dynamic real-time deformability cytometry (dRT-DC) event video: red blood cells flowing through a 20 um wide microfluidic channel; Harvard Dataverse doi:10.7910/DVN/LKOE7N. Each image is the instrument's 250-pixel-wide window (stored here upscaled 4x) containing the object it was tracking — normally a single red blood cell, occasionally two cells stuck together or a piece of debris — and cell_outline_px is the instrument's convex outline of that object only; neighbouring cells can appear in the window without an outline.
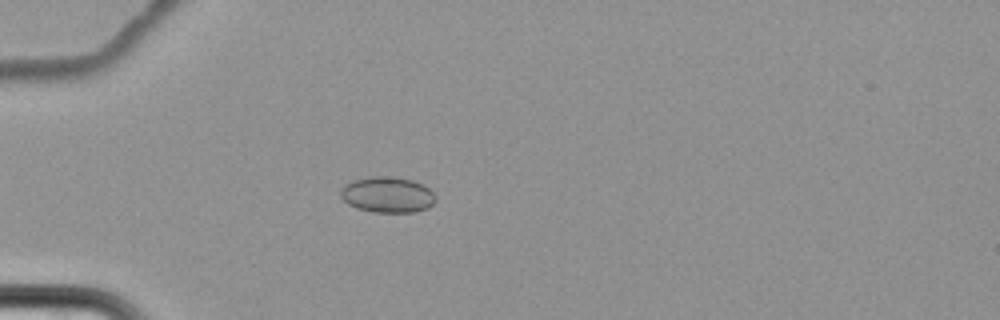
{"species": "common noctule bat (a hibernating species)", "species_latin": "Nyctalus noctula", "temperature_condition": "cold", "stored_images_in_passage": 9, "camera_frame_rate_fps": 3000, "um_per_image_px": 0.085, "animal": {"sex": "female", "body_mass_g": 22.7, "forearm_length_mm": 54.2}, "frame": {"image": 1, "passage_image": 5, "time_ms": 5.0, "image_size_px": [1000, 320], "cell_outline_px": [[436, 200], [428, 208], [416, 212], [372, 212], [356, 208], [348, 204], [340, 196], [340, 192], [344, 184], [356, 180], [372, 176], [392, 176], [412, 180], [424, 184], [436, 196]], "centroid_in_image_um": [32.95, 16.55], "position_along_channel_um": 52.1, "area_um2": 19.94}}
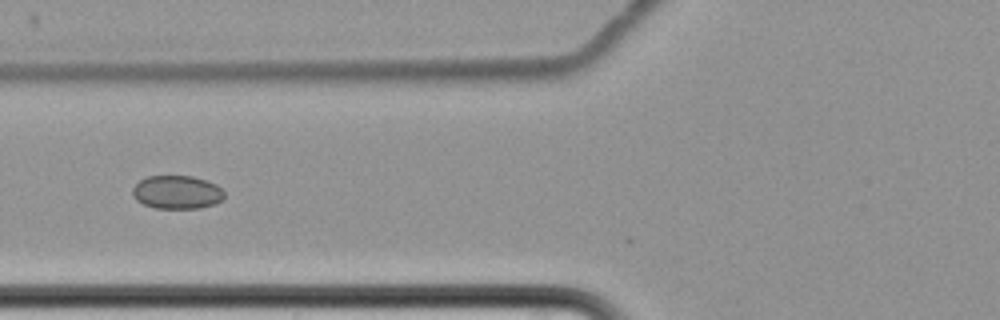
{"frame": {"image": 2, "passage_image": 7, "time_ms": 7.333, "image_size_px": [1000, 320], "cell_outline_px": [[224, 196], [216, 204], [200, 208], [156, 208], [144, 204], [136, 200], [132, 196], [132, 188], [140, 180], [148, 176], [192, 176], [216, 184], [224, 192]], "centroid_in_image_um": [15.02, 16.34], "position_along_channel_um": 110.8, "area_um2": 17.8}}
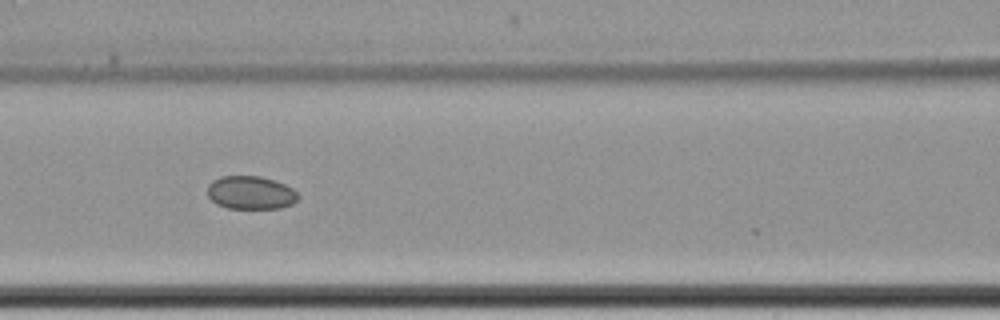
{"frame": {"image": 3, "passage_image": 8, "time_ms": 8.333, "image_size_px": [1000, 320], "cell_outline_px": [[300, 196], [292, 204], [280, 208], [228, 208], [216, 204], [208, 196], [208, 184], [212, 180], [220, 176], [260, 176], [284, 184], [292, 188]], "centroid_in_image_um": [21.29, 16.37], "position_along_channel_um": 145.3, "area_um2": 17.51}}